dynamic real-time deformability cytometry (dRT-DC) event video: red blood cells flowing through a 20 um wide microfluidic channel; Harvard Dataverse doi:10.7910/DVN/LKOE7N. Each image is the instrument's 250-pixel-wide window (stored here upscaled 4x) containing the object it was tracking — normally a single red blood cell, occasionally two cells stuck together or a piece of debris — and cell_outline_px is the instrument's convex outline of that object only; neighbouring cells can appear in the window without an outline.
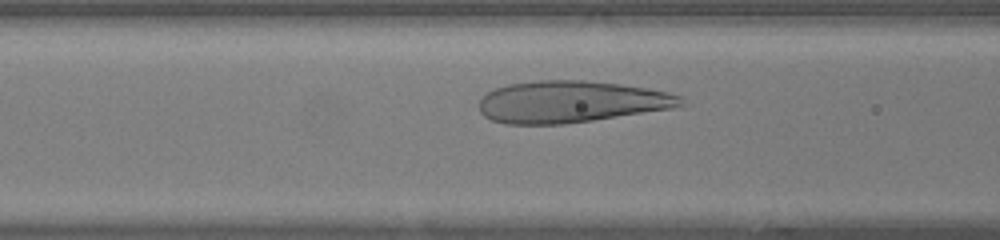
{"species": "human", "species_latin": "Homo sapiens", "temperature_condition": "warm", "stored_images_in_passage": 31, "camera_frame_rate_fps": 3000, "um_per_image_px": 0.085, "donor": {"sex": "female"}, "frame": {"image": 1, "passage_image": 11, "time_ms": 3.333, "image_size_px": [1000, 240], "cell_outline_px": [[684, 104], [672, 108], [592, 120], [564, 124], [504, 124], [492, 120], [484, 116], [480, 112], [480, 96], [496, 88], [508, 84], [536, 80], [584, 80], [620, 84], [648, 88], [668, 92], [680, 96]], "centroid_in_image_um": [48.48, 8.64], "position_along_channel_um": 118.1, "area_um2": 49.01}}
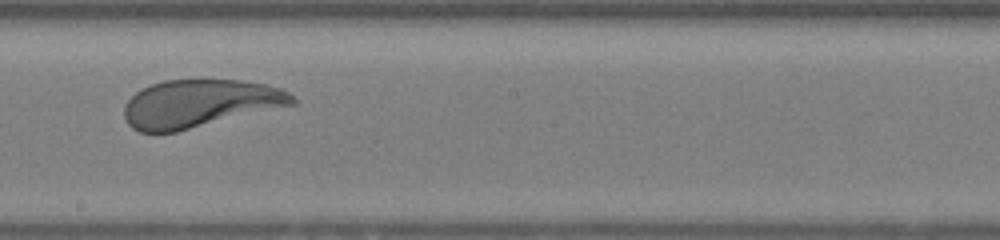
{"frame": {"image": 2, "passage_image": 19, "time_ms": 6.0, "image_size_px": [1000, 240], "cell_outline_px": [[296, 104], [176, 132], [140, 132], [132, 128], [128, 124], [124, 116], [124, 104], [136, 92], [152, 84], [164, 80], [240, 80], [264, 84], [284, 88], [296, 100]], "centroid_in_image_um": [16.98, 8.8], "position_along_channel_um": 231.2, "area_um2": 46.76}}
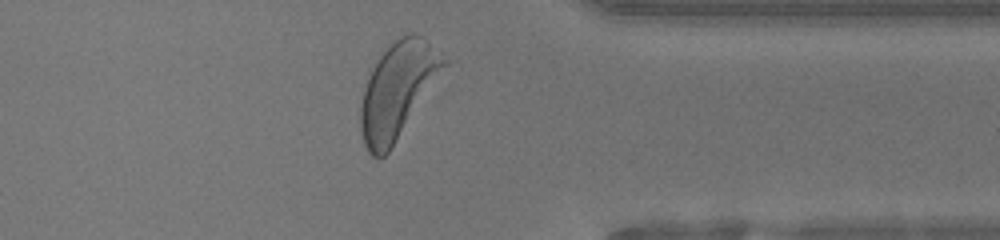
{"frame": {"image": 3, "passage_image": 30, "time_ms": 9.667, "image_size_px": [1000, 240], "cell_outline_px": [[456, 60], [388, 152], [384, 156], [372, 156], [368, 152], [364, 144], [360, 128], [360, 108], [364, 88], [372, 68], [380, 56], [400, 36], [412, 32], [428, 40]], "centroid_in_image_um": [33.96, 7.62], "position_along_channel_um": 377.4, "area_um2": 47.92}}